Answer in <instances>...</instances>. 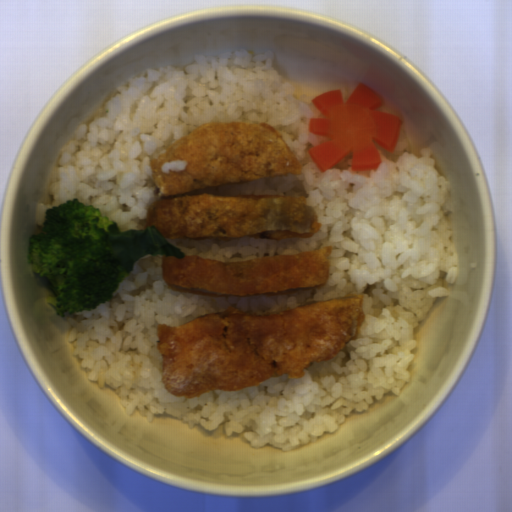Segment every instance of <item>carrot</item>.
<instances>
[{
	"label": "carrot",
	"mask_w": 512,
	"mask_h": 512,
	"mask_svg": "<svg viewBox=\"0 0 512 512\" xmlns=\"http://www.w3.org/2000/svg\"><path fill=\"white\" fill-rule=\"evenodd\" d=\"M325 118L309 119V133L329 142L310 148L308 154L325 172L352 153L351 170H378L383 159L374 143L393 154L404 120L377 110L384 106L379 95L361 81L346 102L342 89L311 99Z\"/></svg>",
	"instance_id": "1"
}]
</instances>
